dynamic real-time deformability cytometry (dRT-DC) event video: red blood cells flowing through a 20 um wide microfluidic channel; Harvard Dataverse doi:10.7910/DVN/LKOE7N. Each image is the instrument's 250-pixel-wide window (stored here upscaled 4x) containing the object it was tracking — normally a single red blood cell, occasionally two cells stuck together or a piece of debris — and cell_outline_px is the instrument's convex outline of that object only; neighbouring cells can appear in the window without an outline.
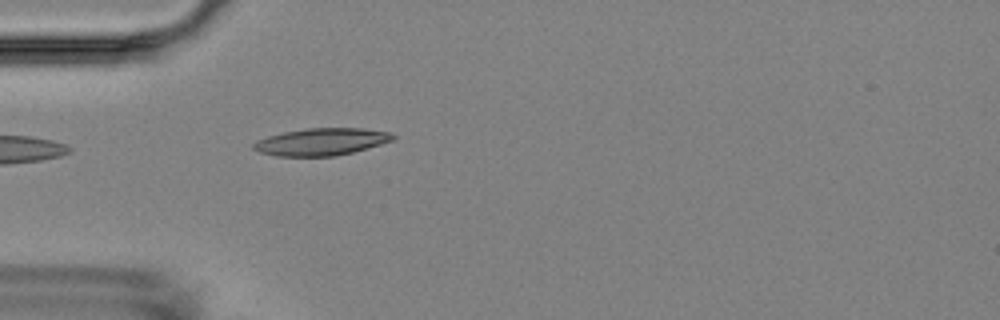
{"species": "Egyptian fruit bat (a non-hibernating species)", "species_latin": "Rousettus aegyptiacus", "temperature_condition": "room temperature", "stored_images_in_passage": 4, "camera_frame_rate_fps": 3000, "um_per_image_px": 0.085, "animal": {"sex": "female"}, "frame": {"image": 1, "passage_image": 4, "time_ms": 3.667, "image_size_px": [1000, 320], "cell_outline_px": [[396, 136], [392, 140], [380, 144], [352, 152], [336, 156], [276, 156], [260, 152], [252, 148], [252, 144], [256, 140], [268, 136], [284, 132], [304, 128], [364, 128], [392, 132]], "centroid_in_image_um": [27.3, 12.04], "position_along_channel_um": 57.7, "area_um2": 22.14}}